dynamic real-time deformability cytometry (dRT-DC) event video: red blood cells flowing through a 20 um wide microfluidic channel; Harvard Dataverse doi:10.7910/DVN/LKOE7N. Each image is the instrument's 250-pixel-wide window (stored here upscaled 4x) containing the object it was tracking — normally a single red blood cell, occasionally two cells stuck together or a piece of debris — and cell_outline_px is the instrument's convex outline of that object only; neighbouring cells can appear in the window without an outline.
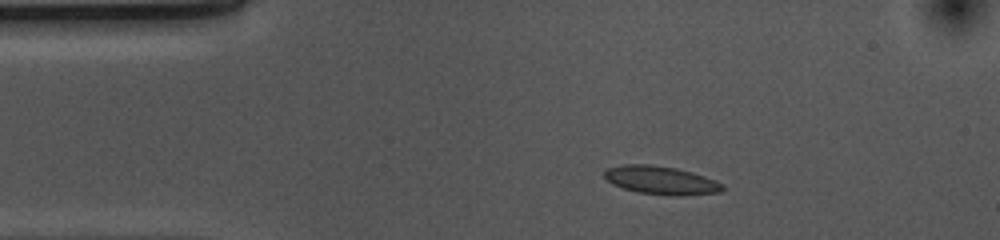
{"species": "common noctule bat (a hibernating species)", "species_latin": "Nyctalus noctula", "temperature_condition": "cold", "stored_images_in_passage": 36, "camera_frame_rate_fps": 3000, "um_per_image_px": 0.085, "animal": {"sex": "female", "body_mass_g": 10.0, "forearm_length_mm": 53.1}, "frame": {"image": 1, "passage_image": 1, "time_ms": 0.0, "image_size_px": [1000, 240], "cell_outline_px": [[724, 188], [720, 192], [680, 196], [676, 196], [640, 192], [624, 188], [612, 184], [604, 176], [604, 168], [624, 164], [652, 164], [676, 168], [692, 172], [704, 176], [724, 184]], "centroid_in_image_um": [56.17, 15.31], "position_along_channel_um": 28.8, "area_um2": 19.48}}
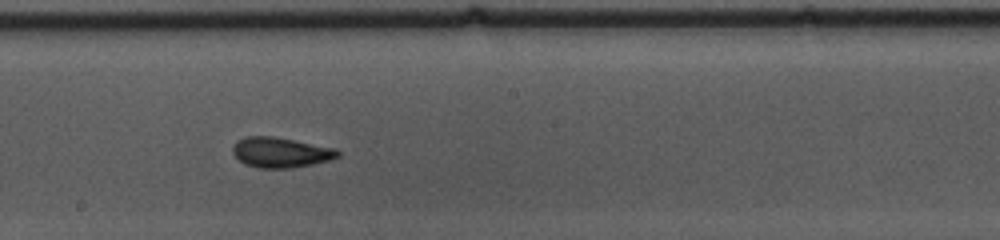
{"frame": {"image": 2, "passage_image": 20, "time_ms": 6.333, "image_size_px": [1000, 240], "cell_outline_px": [[340, 156], [332, 160], [292, 168], [256, 168], [244, 164], [232, 152], [232, 144], [236, 140], [244, 136], [272, 136], [336, 148], [340, 152]], "centroid_in_image_um": [23.84, 12.95], "position_along_channel_um": 224.4, "area_um2": 18.73}}
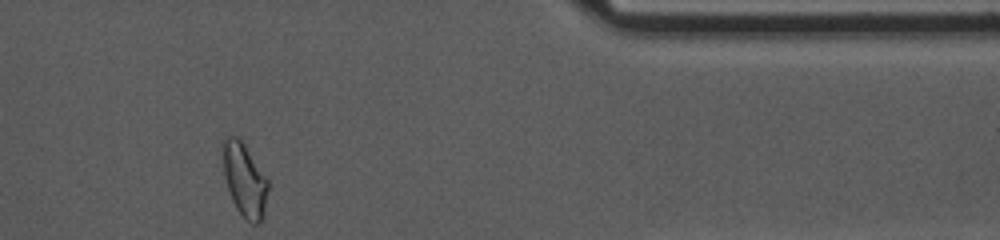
{"frame": {"image": 3, "passage_image": 36, "time_ms": 11.667, "image_size_px": [1000, 240], "cell_outline_px": [[268, 188], [264, 216], [256, 224], [252, 224], [236, 208], [232, 200], [224, 176], [224, 136], [236, 136], [244, 144], [268, 180]], "centroid_in_image_um": [20.8, 15.31], "position_along_channel_um": 390.6, "area_um2": 18.79}, "authors_computed_cell_mechanics": {"area_um2": 18.2359, "velocity_mm_per_s": 3.6855, "shape_relaxation_time_tau1_ms": 6.147, "shape_relaxation_time_tau2_ms": 1.911, "deformation_change_tau1": 0.1217, "deformation_change_tau2": 0.059}}